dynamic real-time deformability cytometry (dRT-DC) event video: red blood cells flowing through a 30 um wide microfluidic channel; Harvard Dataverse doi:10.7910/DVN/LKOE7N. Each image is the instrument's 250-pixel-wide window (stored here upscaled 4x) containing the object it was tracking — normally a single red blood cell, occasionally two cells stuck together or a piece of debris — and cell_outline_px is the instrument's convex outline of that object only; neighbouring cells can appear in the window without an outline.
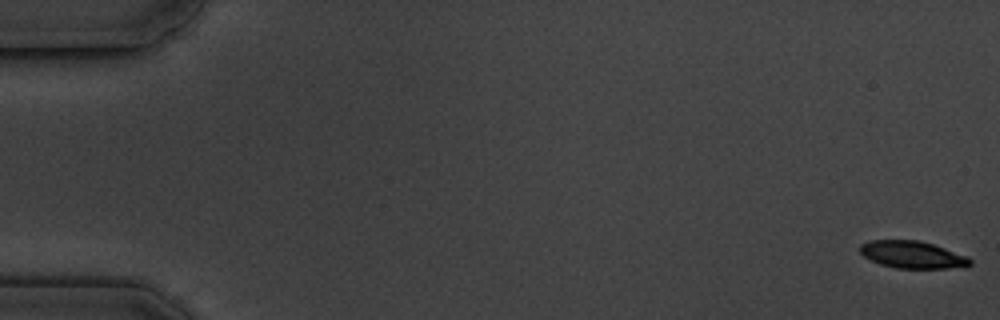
{"species": "common noctule bat (a hibernating species)", "species_latin": "Nyctalus noctula", "temperature_condition": "cold", "stored_images_in_passage": 6, "camera_frame_rate_fps": 3000, "um_per_image_px": 0.085, "animal": {"sex": "male", "body_mass_g": 19.5, "forearm_length_mm": 54.6}, "frame": {"image": 1, "passage_image": 1, "time_ms": 0.0, "image_size_px": [1000, 320], "cell_outline_px": [[972, 264], [948, 268], [896, 268], [880, 264], [864, 256], [860, 252], [860, 244], [868, 240], [916, 240], [932, 244], [968, 256], [972, 260]], "centroid_in_image_um": [77.53, 21.64], "position_along_channel_um": 7.5, "area_um2": 17.28}}
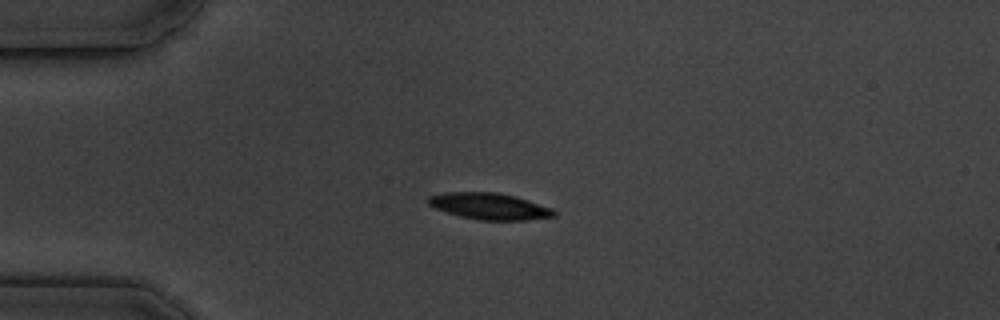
{"frame": {"image": 2, "passage_image": 5, "time_ms": 4.667, "image_size_px": [1000, 320], "cell_outline_px": [[556, 216], [528, 220], [480, 220], [460, 216], [436, 208], [428, 204], [424, 200], [428, 196], [444, 192], [496, 192], [528, 200], [552, 208], [556, 212]], "centroid_in_image_um": [41.58, 17.53], "position_along_channel_um": 43.4, "area_um2": 19.36}}